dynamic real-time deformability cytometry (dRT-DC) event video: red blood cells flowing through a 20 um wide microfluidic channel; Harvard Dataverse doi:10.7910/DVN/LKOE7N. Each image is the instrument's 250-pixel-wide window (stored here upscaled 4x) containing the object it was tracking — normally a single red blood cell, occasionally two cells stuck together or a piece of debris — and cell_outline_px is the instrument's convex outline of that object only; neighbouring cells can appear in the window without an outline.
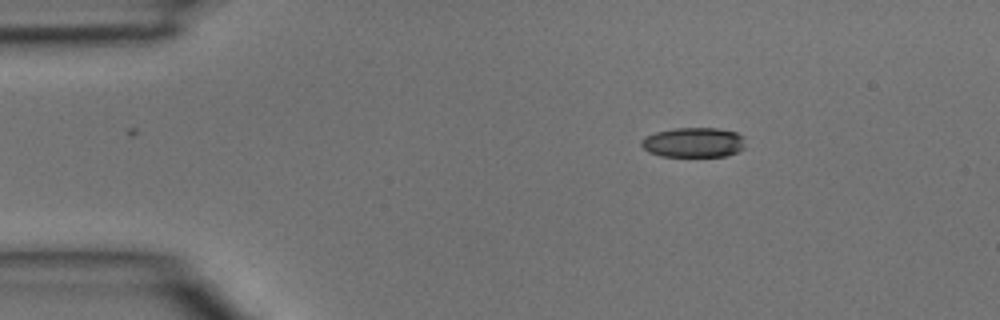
{"species": "common noctule bat (a hibernating species)", "species_latin": "Nyctalus noctula", "temperature_condition": "room temperature", "stored_images_in_passage": 4, "camera_frame_rate_fps": 3000, "um_per_image_px": 0.085, "animal": {"sex": "male", "body_mass_g": 15.6}, "frame": {"image": 1, "passage_image": 2, "time_ms": 0.333, "image_size_px": [1000, 320], "cell_outline_px": [[744, 148], [736, 152], [724, 156], [660, 156], [648, 152], [640, 144], [640, 140], [644, 136], [656, 132], [672, 128], [716, 128], [736, 132], [740, 136], [744, 144]], "centroid_in_image_um": [58.88, 12.1], "position_along_channel_um": 26.1, "area_um2": 18.03}}
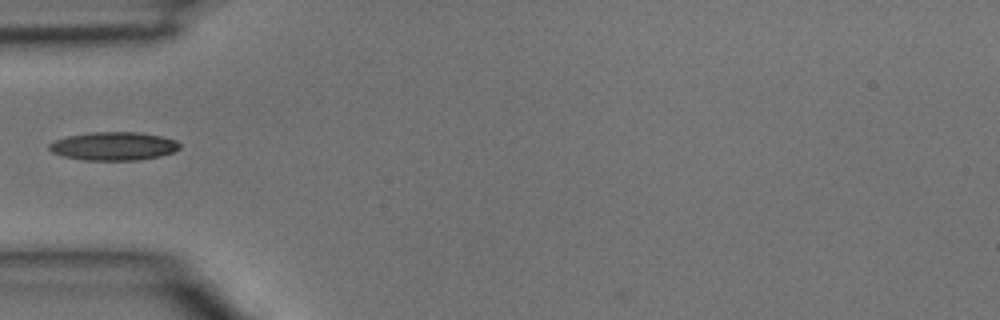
{"frame": {"image": 2, "passage_image": 4, "time_ms": 1.0, "image_size_px": [1000, 320], "cell_outline_px": [[180, 148], [172, 152], [160, 156], [136, 160], [88, 160], [64, 156], [52, 152], [48, 148], [48, 144], [52, 140], [68, 136], [92, 132], [140, 132], [160, 136], [176, 140], [180, 144]], "centroid_in_image_um": [9.64, 12.41], "position_along_channel_um": 75.4, "area_um2": 21.5}}